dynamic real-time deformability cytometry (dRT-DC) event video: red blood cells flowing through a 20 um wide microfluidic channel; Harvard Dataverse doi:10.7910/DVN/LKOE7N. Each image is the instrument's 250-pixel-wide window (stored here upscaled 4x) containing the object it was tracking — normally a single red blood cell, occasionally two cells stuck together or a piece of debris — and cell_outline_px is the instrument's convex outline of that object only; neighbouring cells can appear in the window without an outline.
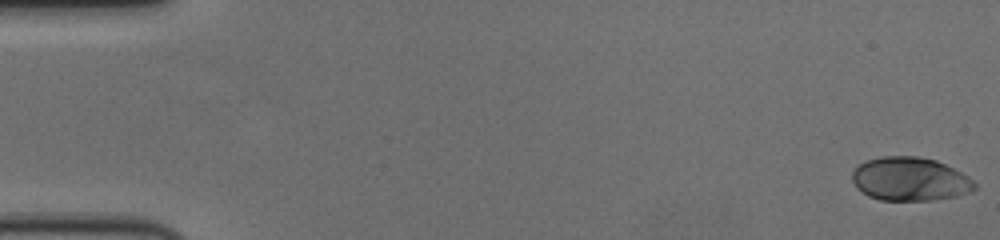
{"species": "human", "species_latin": "Homo sapiens", "temperature_condition": "cold", "stored_images_in_passage": 57, "camera_frame_rate_fps": 3000, "um_per_image_px": 0.085, "donor": {"sex": "female"}, "frame": {"image": 1, "passage_image": 1, "time_ms": 0.0, "image_size_px": [1000, 240], "cell_outline_px": [[976, 188], [968, 192], [956, 196], [932, 200], [880, 200], [868, 196], [856, 188], [852, 180], [852, 172], [860, 164], [868, 160], [880, 156], [916, 156], [936, 160], [968, 176], [976, 184]], "centroid_in_image_um": [77.32, 15.22], "position_along_channel_um": 7.7, "area_um2": 30.98}}
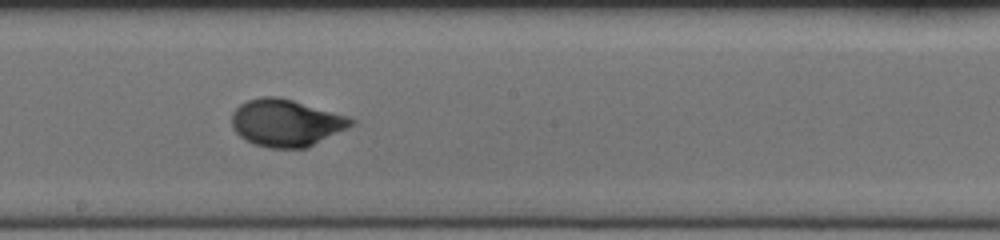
{"frame": {"image": 2, "passage_image": 32, "time_ms": 10.333, "image_size_px": [1000, 240], "cell_outline_px": [[356, 124], [308, 148], [268, 148], [256, 144], [240, 136], [232, 128], [232, 112], [240, 104], [248, 100], [260, 96], [280, 96], [348, 116], [356, 120]], "centroid_in_image_um": [24.35, 10.43], "position_along_channel_um": 223.9, "area_um2": 33.0}}
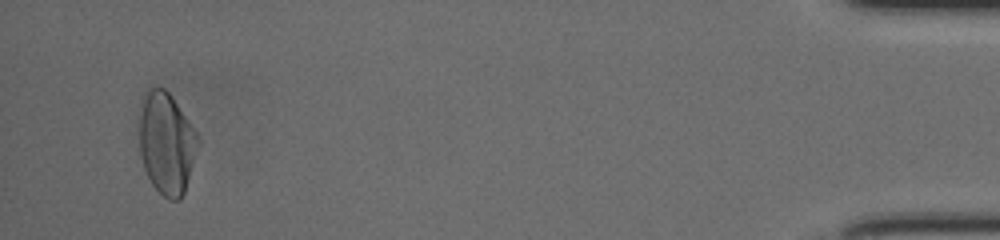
{"frame": {"image": 3, "passage_image": 55, "time_ms": 18.0, "image_size_px": [1000, 240], "cell_outline_px": [[200, 144], [184, 192], [180, 200], [168, 200], [152, 184], [144, 168], [140, 156], [140, 116], [144, 92], [148, 88], [164, 88], [172, 96], [200, 136]], "centroid_in_image_um": [14.18, 12.17], "position_along_channel_um": 421.0, "area_um2": 34.91}, "authors_computed_cell_mechanics": {"area_um2": 31.79, "velocity_mm_per_s": 3.6154, "shape_relaxation_time_tau1_ms": 3.2692, "shape_relaxation_time_tau2_ms": null, "deformation_change_tau1": 0.1684, "deformation_change_tau2": null}}